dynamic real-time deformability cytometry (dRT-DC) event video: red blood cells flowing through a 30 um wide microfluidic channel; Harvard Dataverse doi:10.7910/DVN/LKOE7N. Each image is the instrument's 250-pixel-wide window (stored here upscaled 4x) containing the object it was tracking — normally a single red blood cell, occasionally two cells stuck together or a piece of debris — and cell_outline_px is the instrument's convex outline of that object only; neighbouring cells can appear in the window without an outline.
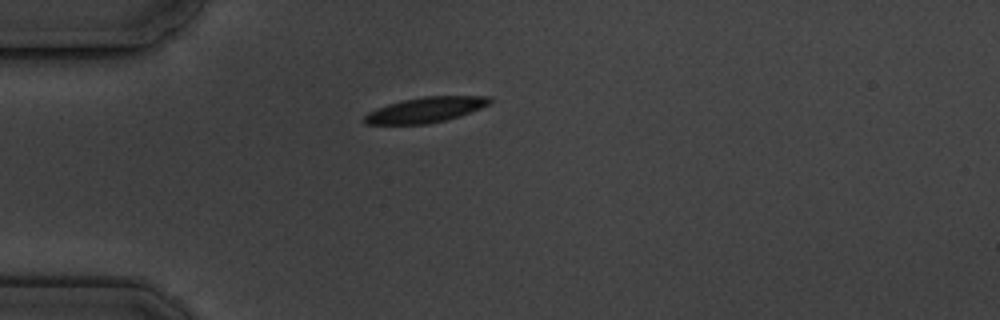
{"species": "common noctule bat (a hibernating species)", "species_latin": "Nyctalus noctula", "temperature_condition": "cold", "stored_images_in_passage": 7, "camera_frame_rate_fps": 3000, "um_per_image_px": 0.085, "animal": {"sex": "male", "body_mass_g": 19.5, "forearm_length_mm": 54.6}, "frame": {"image": 1, "passage_image": 1, "time_ms": 0.0, "image_size_px": [1000, 320], "cell_outline_px": [[492, 100], [488, 104], [480, 108], [460, 116], [428, 124], [364, 124], [364, 116], [368, 112], [376, 108], [388, 104], [404, 100], [424, 96], [492, 96]], "centroid_in_image_um": [36.16, 9.33], "position_along_channel_um": 48.8, "area_um2": 18.38}}